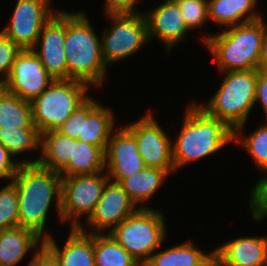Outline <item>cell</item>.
Here are the masks:
<instances>
[{"label": "cell", "instance_id": "14", "mask_svg": "<svg viewBox=\"0 0 267 266\" xmlns=\"http://www.w3.org/2000/svg\"><path fill=\"white\" fill-rule=\"evenodd\" d=\"M66 11H58L44 24L33 51L54 79H67L65 56Z\"/></svg>", "mask_w": 267, "mask_h": 266}, {"label": "cell", "instance_id": "15", "mask_svg": "<svg viewBox=\"0 0 267 266\" xmlns=\"http://www.w3.org/2000/svg\"><path fill=\"white\" fill-rule=\"evenodd\" d=\"M145 167L135 136L125 126L112 131L105 150V171L109 180L119 183Z\"/></svg>", "mask_w": 267, "mask_h": 266}, {"label": "cell", "instance_id": "19", "mask_svg": "<svg viewBox=\"0 0 267 266\" xmlns=\"http://www.w3.org/2000/svg\"><path fill=\"white\" fill-rule=\"evenodd\" d=\"M112 109L104 107L94 97L83 103L82 137L77 140L99 146L104 151L115 125Z\"/></svg>", "mask_w": 267, "mask_h": 266}, {"label": "cell", "instance_id": "4", "mask_svg": "<svg viewBox=\"0 0 267 266\" xmlns=\"http://www.w3.org/2000/svg\"><path fill=\"white\" fill-rule=\"evenodd\" d=\"M267 24L264 18L225 28L219 34L203 36L221 73L258 70L262 39Z\"/></svg>", "mask_w": 267, "mask_h": 266}, {"label": "cell", "instance_id": "21", "mask_svg": "<svg viewBox=\"0 0 267 266\" xmlns=\"http://www.w3.org/2000/svg\"><path fill=\"white\" fill-rule=\"evenodd\" d=\"M257 0H208L209 20L228 28L263 18L254 9Z\"/></svg>", "mask_w": 267, "mask_h": 266}, {"label": "cell", "instance_id": "26", "mask_svg": "<svg viewBox=\"0 0 267 266\" xmlns=\"http://www.w3.org/2000/svg\"><path fill=\"white\" fill-rule=\"evenodd\" d=\"M0 128H36L32 121L31 102L0 86Z\"/></svg>", "mask_w": 267, "mask_h": 266}, {"label": "cell", "instance_id": "12", "mask_svg": "<svg viewBox=\"0 0 267 266\" xmlns=\"http://www.w3.org/2000/svg\"><path fill=\"white\" fill-rule=\"evenodd\" d=\"M54 80L33 49H26L16 56L10 76L2 86L8 92L31 102Z\"/></svg>", "mask_w": 267, "mask_h": 266}, {"label": "cell", "instance_id": "35", "mask_svg": "<svg viewBox=\"0 0 267 266\" xmlns=\"http://www.w3.org/2000/svg\"><path fill=\"white\" fill-rule=\"evenodd\" d=\"M8 152V150L0 143V178L12 180L17 172L20 163H30V160L26 159L18 161Z\"/></svg>", "mask_w": 267, "mask_h": 266}, {"label": "cell", "instance_id": "33", "mask_svg": "<svg viewBox=\"0 0 267 266\" xmlns=\"http://www.w3.org/2000/svg\"><path fill=\"white\" fill-rule=\"evenodd\" d=\"M21 49L0 31V86L10 76L13 63Z\"/></svg>", "mask_w": 267, "mask_h": 266}, {"label": "cell", "instance_id": "28", "mask_svg": "<svg viewBox=\"0 0 267 266\" xmlns=\"http://www.w3.org/2000/svg\"><path fill=\"white\" fill-rule=\"evenodd\" d=\"M0 143L16 157L24 151L40 149L41 133L37 128H0Z\"/></svg>", "mask_w": 267, "mask_h": 266}, {"label": "cell", "instance_id": "9", "mask_svg": "<svg viewBox=\"0 0 267 266\" xmlns=\"http://www.w3.org/2000/svg\"><path fill=\"white\" fill-rule=\"evenodd\" d=\"M108 180L106 171L91 175L62 177V222L71 221L70 228H80L81 217L88 220L94 212Z\"/></svg>", "mask_w": 267, "mask_h": 266}, {"label": "cell", "instance_id": "39", "mask_svg": "<svg viewBox=\"0 0 267 266\" xmlns=\"http://www.w3.org/2000/svg\"><path fill=\"white\" fill-rule=\"evenodd\" d=\"M259 70L267 71V26L265 27L264 36L262 39Z\"/></svg>", "mask_w": 267, "mask_h": 266}, {"label": "cell", "instance_id": "29", "mask_svg": "<svg viewBox=\"0 0 267 266\" xmlns=\"http://www.w3.org/2000/svg\"><path fill=\"white\" fill-rule=\"evenodd\" d=\"M236 142L247 151L256 164V167L264 174H267V121L246 136V138L234 137Z\"/></svg>", "mask_w": 267, "mask_h": 266}, {"label": "cell", "instance_id": "11", "mask_svg": "<svg viewBox=\"0 0 267 266\" xmlns=\"http://www.w3.org/2000/svg\"><path fill=\"white\" fill-rule=\"evenodd\" d=\"M51 0H17L10 22L2 33L21 50L33 49L44 24L56 12Z\"/></svg>", "mask_w": 267, "mask_h": 266}, {"label": "cell", "instance_id": "37", "mask_svg": "<svg viewBox=\"0 0 267 266\" xmlns=\"http://www.w3.org/2000/svg\"><path fill=\"white\" fill-rule=\"evenodd\" d=\"M28 266H60L57 257L45 246L33 253Z\"/></svg>", "mask_w": 267, "mask_h": 266}, {"label": "cell", "instance_id": "18", "mask_svg": "<svg viewBox=\"0 0 267 266\" xmlns=\"http://www.w3.org/2000/svg\"><path fill=\"white\" fill-rule=\"evenodd\" d=\"M44 245L57 257L60 266H95L93 233L71 228L62 249L52 235L44 240Z\"/></svg>", "mask_w": 267, "mask_h": 266}, {"label": "cell", "instance_id": "10", "mask_svg": "<svg viewBox=\"0 0 267 266\" xmlns=\"http://www.w3.org/2000/svg\"><path fill=\"white\" fill-rule=\"evenodd\" d=\"M154 116L149 109L141 119L125 127L135 136L145 166L164 169L172 175L175 172L172 140Z\"/></svg>", "mask_w": 267, "mask_h": 266}, {"label": "cell", "instance_id": "7", "mask_svg": "<svg viewBox=\"0 0 267 266\" xmlns=\"http://www.w3.org/2000/svg\"><path fill=\"white\" fill-rule=\"evenodd\" d=\"M164 218L151 207L138 208L109 234L142 266L165 240Z\"/></svg>", "mask_w": 267, "mask_h": 266}, {"label": "cell", "instance_id": "30", "mask_svg": "<svg viewBox=\"0 0 267 266\" xmlns=\"http://www.w3.org/2000/svg\"><path fill=\"white\" fill-rule=\"evenodd\" d=\"M19 199L15 185L10 181L0 189V230L19 226Z\"/></svg>", "mask_w": 267, "mask_h": 266}, {"label": "cell", "instance_id": "32", "mask_svg": "<svg viewBox=\"0 0 267 266\" xmlns=\"http://www.w3.org/2000/svg\"><path fill=\"white\" fill-rule=\"evenodd\" d=\"M250 193L249 209L252 218L256 222L262 221L267 218V174L256 182Z\"/></svg>", "mask_w": 267, "mask_h": 266}, {"label": "cell", "instance_id": "24", "mask_svg": "<svg viewBox=\"0 0 267 266\" xmlns=\"http://www.w3.org/2000/svg\"><path fill=\"white\" fill-rule=\"evenodd\" d=\"M214 257V249L203 253L191 241L166 248L153 255L142 266H205Z\"/></svg>", "mask_w": 267, "mask_h": 266}, {"label": "cell", "instance_id": "17", "mask_svg": "<svg viewBox=\"0 0 267 266\" xmlns=\"http://www.w3.org/2000/svg\"><path fill=\"white\" fill-rule=\"evenodd\" d=\"M217 266L267 265V236H246L229 240L214 249Z\"/></svg>", "mask_w": 267, "mask_h": 266}, {"label": "cell", "instance_id": "23", "mask_svg": "<svg viewBox=\"0 0 267 266\" xmlns=\"http://www.w3.org/2000/svg\"><path fill=\"white\" fill-rule=\"evenodd\" d=\"M169 175L164 169L145 167L143 170L122 179L119 184L137 207L139 205V208H149L146 201L153 197Z\"/></svg>", "mask_w": 267, "mask_h": 266}, {"label": "cell", "instance_id": "38", "mask_svg": "<svg viewBox=\"0 0 267 266\" xmlns=\"http://www.w3.org/2000/svg\"><path fill=\"white\" fill-rule=\"evenodd\" d=\"M260 102L267 119V71L257 70L255 103ZM267 121V120H266Z\"/></svg>", "mask_w": 267, "mask_h": 266}, {"label": "cell", "instance_id": "22", "mask_svg": "<svg viewBox=\"0 0 267 266\" xmlns=\"http://www.w3.org/2000/svg\"><path fill=\"white\" fill-rule=\"evenodd\" d=\"M73 140L57 130L41 134L40 156L30 163H38L54 172L60 173L70 161L73 151Z\"/></svg>", "mask_w": 267, "mask_h": 266}, {"label": "cell", "instance_id": "2", "mask_svg": "<svg viewBox=\"0 0 267 266\" xmlns=\"http://www.w3.org/2000/svg\"><path fill=\"white\" fill-rule=\"evenodd\" d=\"M186 110L177 140L172 141L175 172L191 161L214 155L234 140V131L224 121L208 115L195 101Z\"/></svg>", "mask_w": 267, "mask_h": 266}, {"label": "cell", "instance_id": "3", "mask_svg": "<svg viewBox=\"0 0 267 266\" xmlns=\"http://www.w3.org/2000/svg\"><path fill=\"white\" fill-rule=\"evenodd\" d=\"M86 16L83 11L66 12L67 79L98 88L105 80L107 66L102 57L101 39Z\"/></svg>", "mask_w": 267, "mask_h": 266}, {"label": "cell", "instance_id": "13", "mask_svg": "<svg viewBox=\"0 0 267 266\" xmlns=\"http://www.w3.org/2000/svg\"><path fill=\"white\" fill-rule=\"evenodd\" d=\"M138 208L119 183L108 180L94 212L87 220L90 231L83 225L80 229L87 233H105L106 230L109 233Z\"/></svg>", "mask_w": 267, "mask_h": 266}, {"label": "cell", "instance_id": "20", "mask_svg": "<svg viewBox=\"0 0 267 266\" xmlns=\"http://www.w3.org/2000/svg\"><path fill=\"white\" fill-rule=\"evenodd\" d=\"M42 245L44 239L28 228L0 230V266H16L29 251L35 253Z\"/></svg>", "mask_w": 267, "mask_h": 266}, {"label": "cell", "instance_id": "5", "mask_svg": "<svg viewBox=\"0 0 267 266\" xmlns=\"http://www.w3.org/2000/svg\"><path fill=\"white\" fill-rule=\"evenodd\" d=\"M221 86L206 104H198L208 115L224 121L241 137L255 105L257 70L224 72Z\"/></svg>", "mask_w": 267, "mask_h": 266}, {"label": "cell", "instance_id": "40", "mask_svg": "<svg viewBox=\"0 0 267 266\" xmlns=\"http://www.w3.org/2000/svg\"><path fill=\"white\" fill-rule=\"evenodd\" d=\"M205 266H217L215 256Z\"/></svg>", "mask_w": 267, "mask_h": 266}, {"label": "cell", "instance_id": "8", "mask_svg": "<svg viewBox=\"0 0 267 266\" xmlns=\"http://www.w3.org/2000/svg\"><path fill=\"white\" fill-rule=\"evenodd\" d=\"M143 13L106 14L113 24L100 38L102 57L106 66L126 59L150 42Z\"/></svg>", "mask_w": 267, "mask_h": 266}, {"label": "cell", "instance_id": "34", "mask_svg": "<svg viewBox=\"0 0 267 266\" xmlns=\"http://www.w3.org/2000/svg\"><path fill=\"white\" fill-rule=\"evenodd\" d=\"M83 128V104L75 109L71 116L62 124L58 129L59 133L69 136L70 138L77 140L78 137H82Z\"/></svg>", "mask_w": 267, "mask_h": 266}, {"label": "cell", "instance_id": "25", "mask_svg": "<svg viewBox=\"0 0 267 266\" xmlns=\"http://www.w3.org/2000/svg\"><path fill=\"white\" fill-rule=\"evenodd\" d=\"M105 171V151L80 140H73L72 157L59 173L61 177L91 175Z\"/></svg>", "mask_w": 267, "mask_h": 266}, {"label": "cell", "instance_id": "6", "mask_svg": "<svg viewBox=\"0 0 267 266\" xmlns=\"http://www.w3.org/2000/svg\"><path fill=\"white\" fill-rule=\"evenodd\" d=\"M90 86L71 79H55L31 101L32 121L39 132L58 129L90 95Z\"/></svg>", "mask_w": 267, "mask_h": 266}, {"label": "cell", "instance_id": "1", "mask_svg": "<svg viewBox=\"0 0 267 266\" xmlns=\"http://www.w3.org/2000/svg\"><path fill=\"white\" fill-rule=\"evenodd\" d=\"M11 182L19 199V226L36 232L44 240L49 238L51 234L44 229L52 202L62 221L61 175L38 163H20Z\"/></svg>", "mask_w": 267, "mask_h": 266}, {"label": "cell", "instance_id": "36", "mask_svg": "<svg viewBox=\"0 0 267 266\" xmlns=\"http://www.w3.org/2000/svg\"><path fill=\"white\" fill-rule=\"evenodd\" d=\"M105 15L106 14H141L137 10L136 2L139 0H105Z\"/></svg>", "mask_w": 267, "mask_h": 266}, {"label": "cell", "instance_id": "27", "mask_svg": "<svg viewBox=\"0 0 267 266\" xmlns=\"http://www.w3.org/2000/svg\"><path fill=\"white\" fill-rule=\"evenodd\" d=\"M95 266H141L109 233H93Z\"/></svg>", "mask_w": 267, "mask_h": 266}, {"label": "cell", "instance_id": "16", "mask_svg": "<svg viewBox=\"0 0 267 266\" xmlns=\"http://www.w3.org/2000/svg\"><path fill=\"white\" fill-rule=\"evenodd\" d=\"M151 10L143 13L147 22L149 41L152 37H156L169 53L171 48L180 43L189 31L185 19L173 0H166Z\"/></svg>", "mask_w": 267, "mask_h": 266}, {"label": "cell", "instance_id": "31", "mask_svg": "<svg viewBox=\"0 0 267 266\" xmlns=\"http://www.w3.org/2000/svg\"><path fill=\"white\" fill-rule=\"evenodd\" d=\"M189 30L199 29L209 20L208 0H174Z\"/></svg>", "mask_w": 267, "mask_h": 266}]
</instances>
